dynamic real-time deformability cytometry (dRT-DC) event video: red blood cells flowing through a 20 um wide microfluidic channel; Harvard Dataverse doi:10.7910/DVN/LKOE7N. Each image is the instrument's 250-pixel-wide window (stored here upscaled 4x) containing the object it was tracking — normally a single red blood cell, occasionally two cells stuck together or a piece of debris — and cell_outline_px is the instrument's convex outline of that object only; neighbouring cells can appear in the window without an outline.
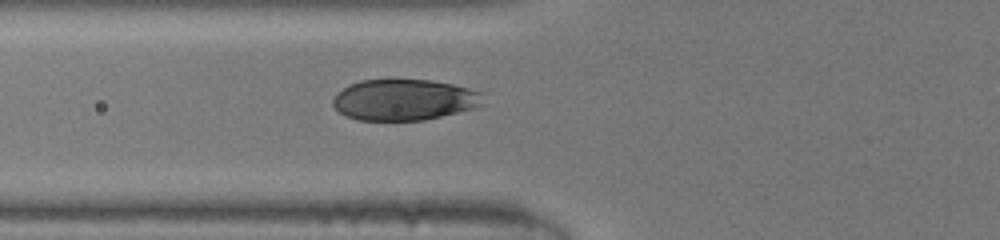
{"species": "human", "species_latin": "Homo sapiens", "temperature_condition": "room temperature", "stored_images_in_passage": 30, "camera_frame_rate_fps": 3000, "um_per_image_px": 0.085, "donor": {"sex": "male"}, "frame": {"image": 1, "passage_image": 2, "time_ms": 0.333, "image_size_px": [1000, 240], "cell_outline_px": [[484, 104], [476, 108], [424, 120], [356, 120], [344, 116], [332, 104], [332, 100], [348, 84], [360, 80], [432, 80], [452, 84], [484, 92]], "centroid_in_image_um": [34.4, 8.48], "position_along_channel_um": 91.4, "area_um2": 36.13}}
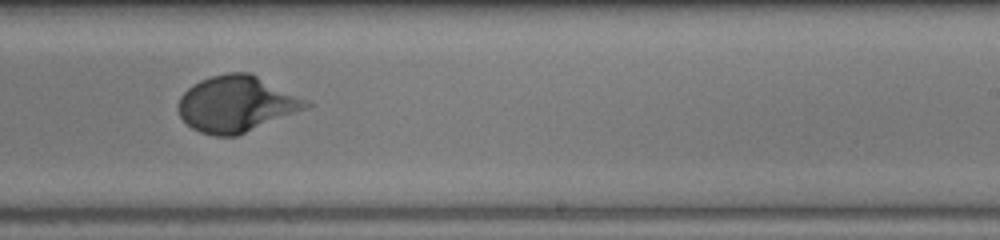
{"frame": {"image": 2, "passage_image": 14, "time_ms": 4.333, "image_size_px": [1000, 240], "cell_outline_px": [[316, 104], [308, 108], [236, 136], [216, 136], [200, 132], [192, 128], [180, 116], [176, 108], [180, 96], [192, 84], [200, 80], [212, 76], [228, 72], [248, 72], [308, 100]], "centroid_in_image_um": [20.09, 8.84], "position_along_channel_um": 268.9, "area_um2": 41.67}}
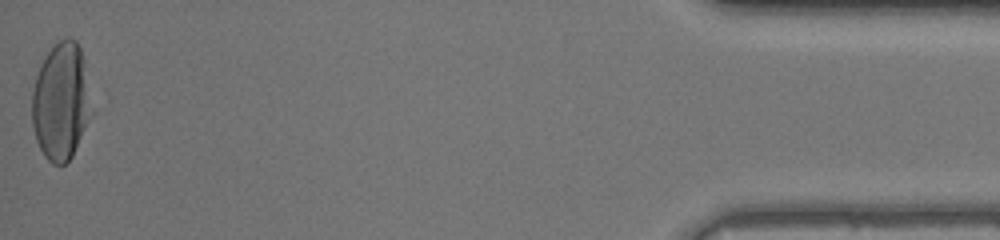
{"frame": {"image": 3, "passage_image": 30, "time_ms": 9.667, "image_size_px": [1000, 240], "cell_outline_px": [[96, 112], [72, 156], [64, 164], [52, 164], [44, 156], [36, 140], [32, 124], [32, 92], [36, 76], [48, 52], [60, 40], [68, 36], [76, 40], [80, 48], [84, 60]], "centroid_in_image_um": [5.26, 8.66], "position_along_channel_um": 429.9, "area_um2": 41.67}}